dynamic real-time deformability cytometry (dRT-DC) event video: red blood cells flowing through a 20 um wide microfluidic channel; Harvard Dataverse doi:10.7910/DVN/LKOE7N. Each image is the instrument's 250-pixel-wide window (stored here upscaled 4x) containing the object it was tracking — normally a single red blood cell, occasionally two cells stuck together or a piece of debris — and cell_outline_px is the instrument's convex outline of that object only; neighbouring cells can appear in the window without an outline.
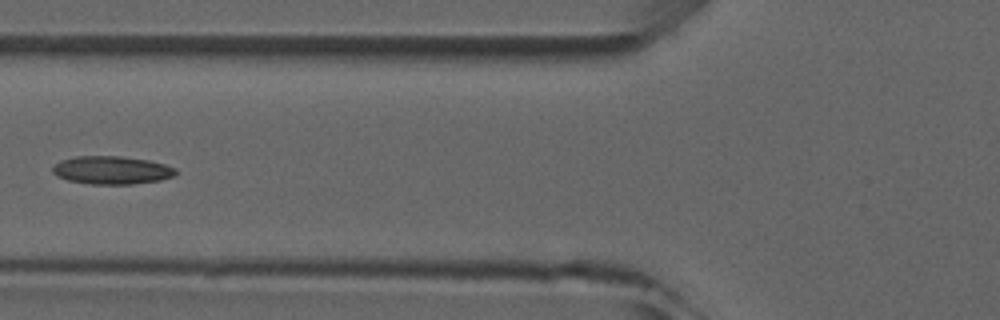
{"species": "common noctule bat (a hibernating species)", "species_latin": "Nyctalus noctula", "temperature_condition": "room temperature", "stored_images_in_passage": 6, "camera_frame_rate_fps": 3000, "um_per_image_px": 0.085, "animal": {"sex": "male", "forearm_length_mm": 52.5}, "frame": {"image": 1, "passage_image": 6, "time_ms": 5.667, "image_size_px": [1000, 320], "cell_outline_px": [[176, 176], [160, 180], [132, 184], [92, 184], [68, 180], [56, 176], [52, 172], [52, 168], [60, 160], [76, 156], [120, 156], [148, 160], [164, 164], [176, 168]], "centroid_in_image_um": [9.5, 14.46], "position_along_channel_um": 116.3, "area_um2": 20.17}}